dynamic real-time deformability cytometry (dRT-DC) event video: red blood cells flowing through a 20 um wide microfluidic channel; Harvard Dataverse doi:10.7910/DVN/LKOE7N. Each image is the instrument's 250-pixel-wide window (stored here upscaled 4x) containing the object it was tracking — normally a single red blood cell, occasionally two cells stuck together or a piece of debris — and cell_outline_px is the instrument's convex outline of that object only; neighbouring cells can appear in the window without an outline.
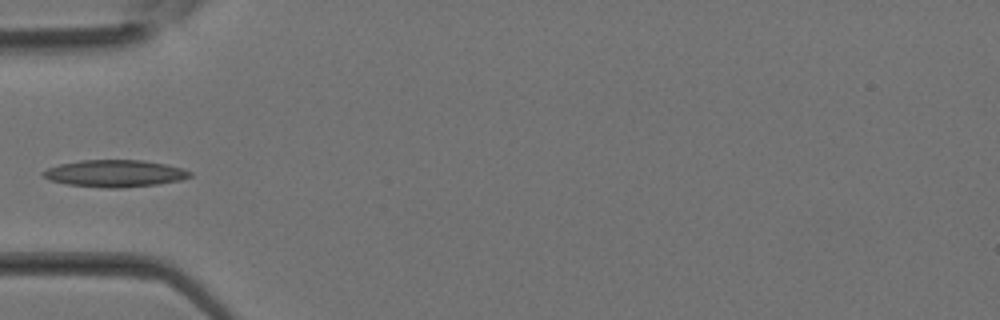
{"species": "Egyptian fruit bat (a non-hibernating species)", "species_latin": "Rousettus aegyptiacus", "temperature_condition": "room temperature", "stored_images_in_passage": 33, "camera_frame_rate_fps": 3000, "um_per_image_px": 0.085, "animal": {"sex": "female"}, "frame": {"image": 1, "passage_image": 11, "time_ms": 3.333, "image_size_px": [1000, 320], "cell_outline_px": [[192, 176], [180, 180], [156, 184], [120, 188], [108, 188], [68, 184], [48, 180], [40, 172], [48, 168], [60, 164], [80, 160], [144, 160], [184, 168], [192, 172]], "centroid_in_image_um": [9.76, 14.73], "position_along_channel_um": 75.2, "area_um2": 23.06}}
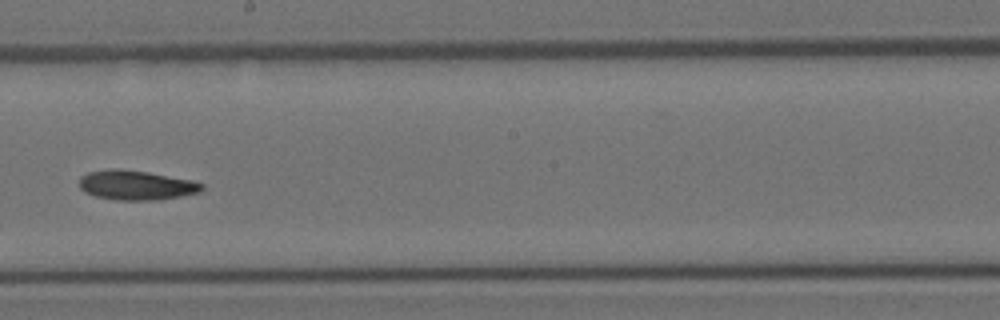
{"frame": {"image": 2, "passage_image": 19, "time_ms": 6.0, "image_size_px": [1000, 320], "cell_outline_px": [[204, 188], [200, 192], [180, 196], [156, 200], [116, 200], [96, 196], [84, 192], [80, 188], [80, 176], [88, 172], [116, 168], [148, 172], [192, 180], [204, 184]], "centroid_in_image_um": [11.58, 15.74], "position_along_channel_um": 236.6, "area_um2": 21.1}}
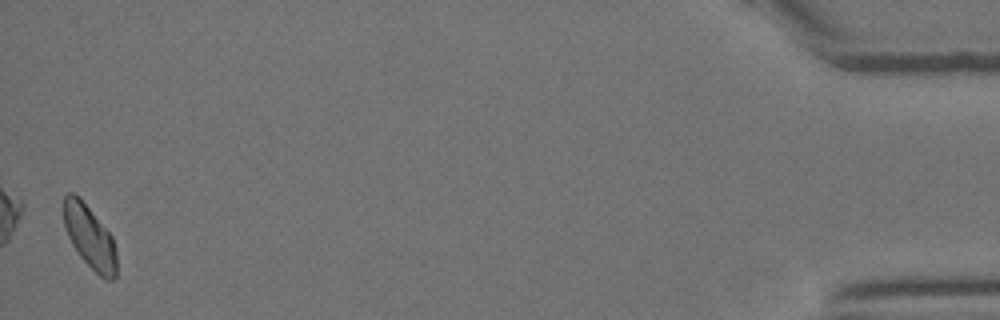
{"frame": {"image": 3, "passage_image": 33, "time_ms": 10.667, "image_size_px": [1000, 320], "cell_outline_px": [[116, 276], [112, 280], [104, 280], [80, 256], [72, 244], [68, 236], [64, 224], [64, 196], [68, 192], [72, 192], [80, 196], [112, 236], [116, 248]], "centroid_in_image_um": [7.63, 20.12], "position_along_channel_um": 427.6, "area_um2": 19.42}}